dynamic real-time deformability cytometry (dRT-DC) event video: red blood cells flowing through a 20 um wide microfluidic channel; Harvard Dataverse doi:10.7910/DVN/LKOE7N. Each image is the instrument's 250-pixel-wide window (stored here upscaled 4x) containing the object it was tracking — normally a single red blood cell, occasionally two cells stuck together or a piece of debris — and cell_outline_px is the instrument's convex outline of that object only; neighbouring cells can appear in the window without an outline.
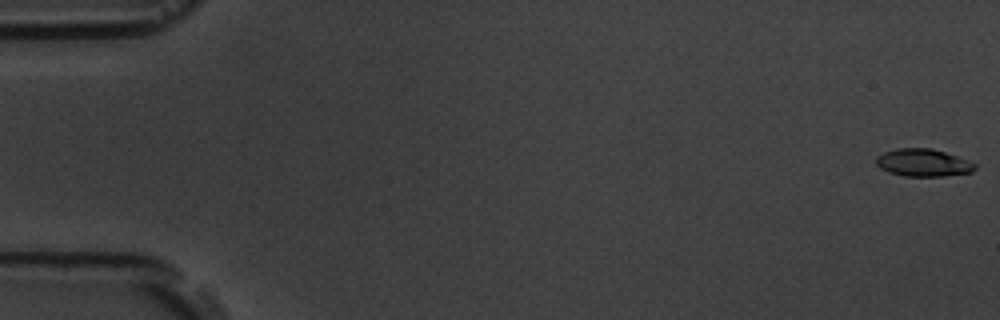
{"species": "common noctule bat (a hibernating species)", "species_latin": "Nyctalus noctula", "temperature_condition": "room temperature", "stored_images_in_passage": 4, "camera_frame_rate_fps": 3000, "um_per_image_px": 0.085, "animal": {"sex": "male", "body_mass_g": 19.5, "forearm_length_mm": 54.6}, "frame": {"image": 1, "passage_image": 1, "time_ms": 0.0, "image_size_px": [1000, 320], "cell_outline_px": [[976, 168], [972, 172], [940, 176], [904, 176], [888, 172], [880, 168], [876, 164], [876, 156], [884, 152], [896, 148], [932, 148], [968, 160], [976, 164]], "centroid_in_image_um": [78.44, 13.82], "position_along_channel_um": 6.6, "area_um2": 15.84}}